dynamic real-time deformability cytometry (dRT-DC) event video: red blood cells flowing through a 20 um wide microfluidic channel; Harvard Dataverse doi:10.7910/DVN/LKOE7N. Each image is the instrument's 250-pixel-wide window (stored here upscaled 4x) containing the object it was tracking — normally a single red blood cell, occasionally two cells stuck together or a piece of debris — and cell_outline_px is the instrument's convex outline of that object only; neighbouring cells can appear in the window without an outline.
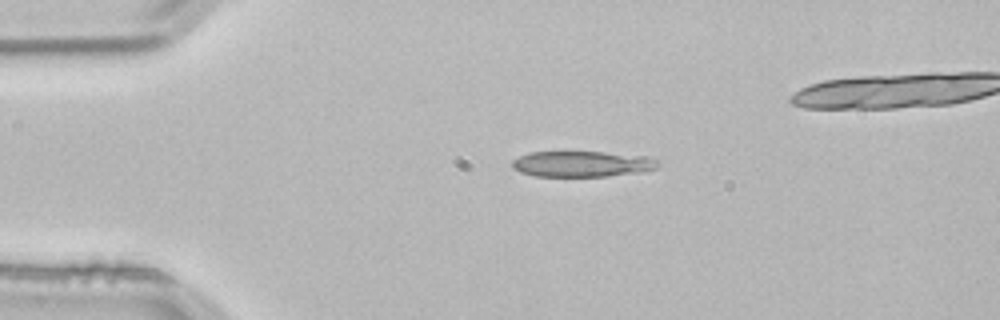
{"species": "common noctule bat (a hibernating species)", "species_latin": "Nyctalus noctula", "temperature_condition": "room temperature", "stored_images_in_passage": 3, "camera_frame_rate_fps": 3000, "um_per_image_px": 0.085, "animal": {"sex": "male", "body_mass_g": 21.5, "forearm_length_mm": 52.0}, "frame": {"image": 1, "passage_image": 3, "time_ms": 0.667, "image_size_px": [1000, 320], "cell_outline_px": [[660, 164], [656, 168], [644, 172], [608, 176], [536, 176], [520, 172], [512, 168], [512, 160], [528, 152], [604, 152], [652, 156]], "centroid_in_image_um": [49.52, 13.93], "position_along_channel_um": 35.5, "area_um2": 22.14}}